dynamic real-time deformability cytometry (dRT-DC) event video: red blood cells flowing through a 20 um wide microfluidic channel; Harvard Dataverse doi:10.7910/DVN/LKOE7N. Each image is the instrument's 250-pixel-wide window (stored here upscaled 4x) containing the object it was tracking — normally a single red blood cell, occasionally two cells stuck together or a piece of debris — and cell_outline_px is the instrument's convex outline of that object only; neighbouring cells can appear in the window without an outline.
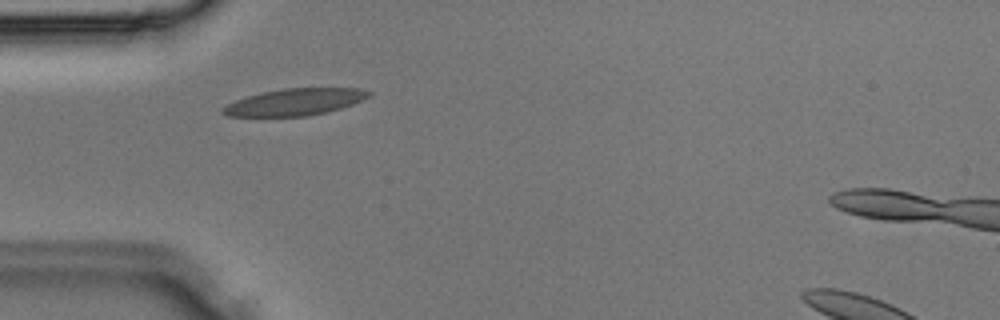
{"species": "Egyptian fruit bat (a non-hibernating species)", "species_latin": "Rousettus aegyptiacus", "temperature_condition": "room temperature", "stored_images_in_passage": 30, "segment_of_instrument_passage": [1, 2], "camera_frame_rate_fps": 3000, "um_per_image_px": 0.085, "animal": {"sex": "male"}, "frame": {"image": 1, "passage_image": 4, "time_ms": 1.0, "image_size_px": [1000, 320], "cell_outline_px": [[372, 96], [352, 104], [340, 108], [308, 116], [228, 116], [220, 112], [220, 108], [236, 100], [248, 96], [264, 92], [284, 88], [360, 88], [372, 92]], "centroid_in_image_um": [25.07, 8.67], "position_along_channel_um": 59.9, "area_um2": 22.66}}
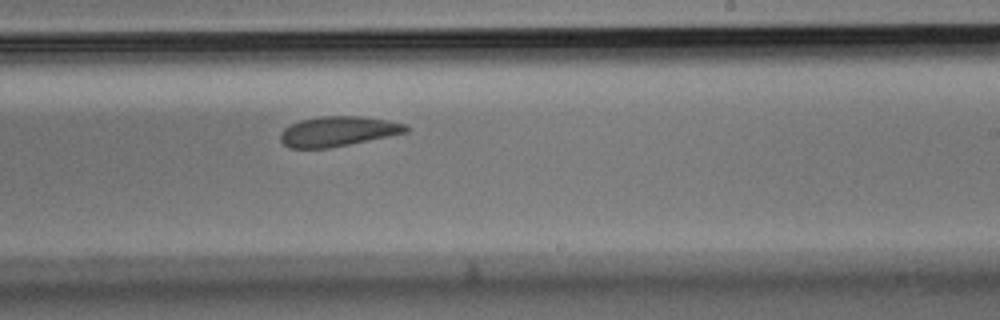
{"frame": {"image": 2, "passage_image": 15, "time_ms": 4.667, "image_size_px": [1000, 320], "cell_outline_px": [[408, 132], [328, 148], [288, 148], [280, 140], [280, 132], [284, 128], [300, 120], [320, 116], [360, 116], [388, 120], [408, 124]], "centroid_in_image_um": [28.71, 11.16], "position_along_channel_um": 260.3, "area_um2": 21.85}}
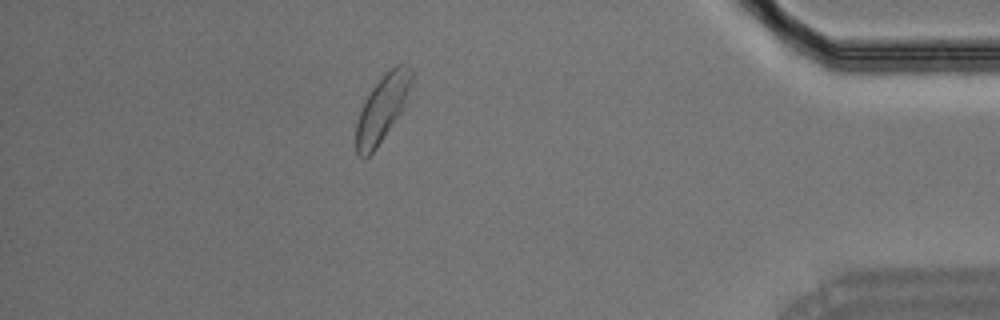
{"frame": {"image": 3, "passage_image": 25, "time_ms": 8.0, "image_size_px": [1000, 320], "cell_outline_px": [[412, 80], [408, 104], [376, 148], [368, 156], [360, 156], [356, 152], [356, 124], [360, 108], [364, 100], [372, 88], [396, 64], [408, 64], [412, 68]], "centroid_in_image_um": [32.53, 9.2], "position_along_channel_um": 402.7, "area_um2": 21.62}}